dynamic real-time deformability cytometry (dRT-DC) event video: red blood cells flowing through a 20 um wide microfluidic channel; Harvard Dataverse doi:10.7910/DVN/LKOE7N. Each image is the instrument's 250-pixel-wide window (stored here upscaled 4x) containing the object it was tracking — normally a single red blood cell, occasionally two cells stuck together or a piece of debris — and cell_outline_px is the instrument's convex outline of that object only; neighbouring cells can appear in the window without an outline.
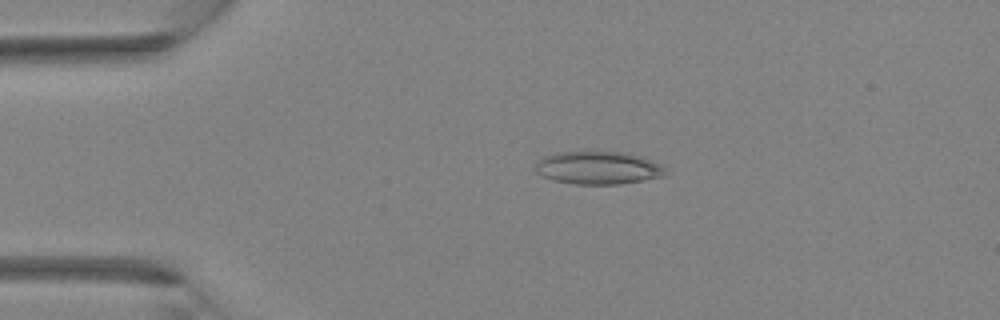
{"species": "Egyptian fruit bat (a non-hibernating species)", "species_latin": "Rousettus aegyptiacus", "temperature_condition": "room temperature", "stored_images_in_passage": 5, "camera_frame_rate_fps": 3000, "um_per_image_px": 0.085, "animal": {"sex": "female"}, "frame": {"image": 1, "passage_image": 3, "time_ms": 2.333, "image_size_px": [1000, 320], "cell_outline_px": [[668, 172], [664, 176], [620, 184], [572, 184], [552, 180], [536, 172], [536, 164], [544, 156], [556, 152], [624, 152], [640, 156], [652, 160], [660, 164]], "centroid_in_image_um": [50.85, 14.27], "position_along_channel_um": 34.1, "area_um2": 24.85}}
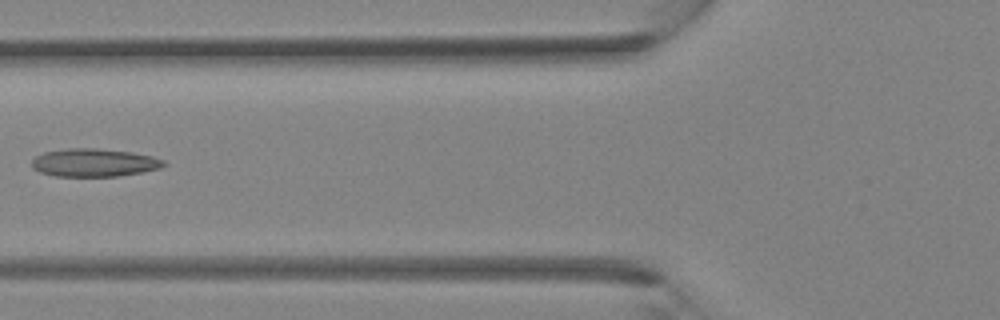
{"frame": {"image": 2, "passage_image": 5, "time_ms": 4.667, "image_size_px": [1000, 320], "cell_outline_px": [[168, 164], [160, 168], [120, 176], [56, 176], [40, 172], [32, 168], [32, 160], [36, 156], [44, 152], [68, 148], [96, 148], [132, 152], [152, 156], [164, 160]], "centroid_in_image_um": [8.01, 13.82], "position_along_channel_um": 117.8, "area_um2": 21.56}}